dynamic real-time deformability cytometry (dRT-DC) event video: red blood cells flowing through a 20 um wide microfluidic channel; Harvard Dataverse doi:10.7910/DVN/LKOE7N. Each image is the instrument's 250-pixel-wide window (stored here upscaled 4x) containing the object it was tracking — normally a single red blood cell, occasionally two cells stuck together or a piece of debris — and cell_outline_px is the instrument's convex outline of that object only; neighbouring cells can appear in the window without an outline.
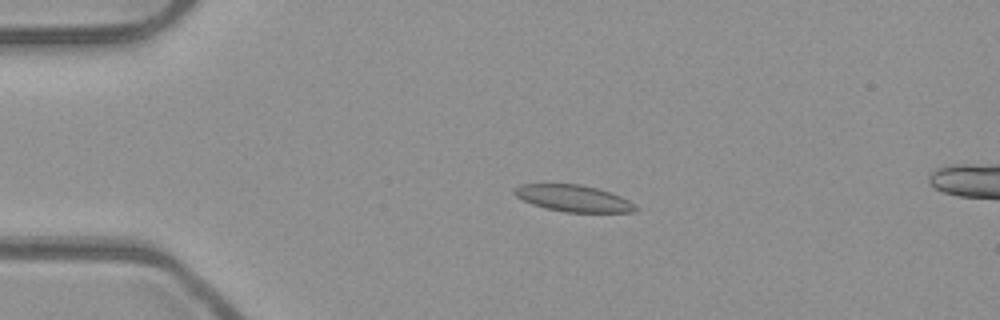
{"species": "common noctule bat (a hibernating species)", "species_latin": "Nyctalus noctula", "temperature_condition": "room temperature", "stored_images_in_passage": 4, "camera_frame_rate_fps": 3000, "um_per_image_px": 0.085, "animal": {"sex": "male", "body_mass_g": 23.1, "forearm_length_mm": 52.7}, "frame": {"image": 1, "passage_image": 3, "time_ms": 0.667, "image_size_px": [1000, 320], "cell_outline_px": [[640, 208], [636, 212], [564, 212], [544, 208], [532, 204], [516, 196], [512, 192], [512, 188], [520, 184], [580, 184], [596, 188], [620, 196], [628, 200]], "centroid_in_image_um": [48.72, 16.86], "position_along_channel_um": 36.3, "area_um2": 18.84}}